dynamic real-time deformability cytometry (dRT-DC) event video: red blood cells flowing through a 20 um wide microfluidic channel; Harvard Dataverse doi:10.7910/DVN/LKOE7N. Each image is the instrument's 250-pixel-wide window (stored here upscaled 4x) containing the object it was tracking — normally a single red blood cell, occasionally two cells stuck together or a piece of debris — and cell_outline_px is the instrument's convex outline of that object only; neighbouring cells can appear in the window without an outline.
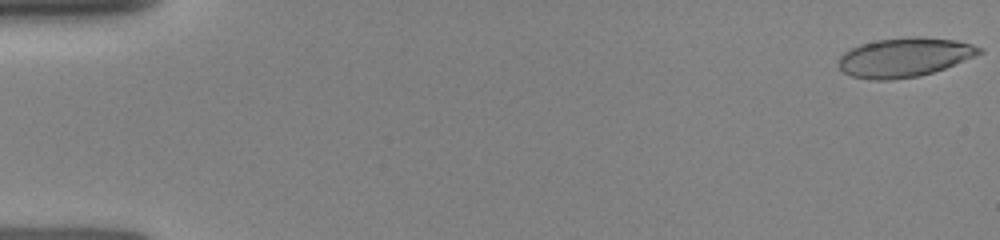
{"species": "human", "species_latin": "Homo sapiens", "temperature_condition": "room temperature", "stored_images_in_passage": 12, "camera_frame_rate_fps": 3000, "um_per_image_px": 0.085, "donor": {"sex": "female"}, "frame": {"image": 1, "passage_image": 1, "time_ms": 0.0, "image_size_px": [1000, 240], "cell_outline_px": [[984, 52], [944, 68], [932, 72], [916, 76], [888, 80], [872, 80], [852, 76], [844, 72], [836, 64], [840, 56], [844, 52], [860, 44], [876, 40], [916, 36], [956, 40], [972, 44], [984, 48]], "centroid_in_image_um": [76.86, 4.86], "position_along_channel_um": 8.1, "area_um2": 31.96}}
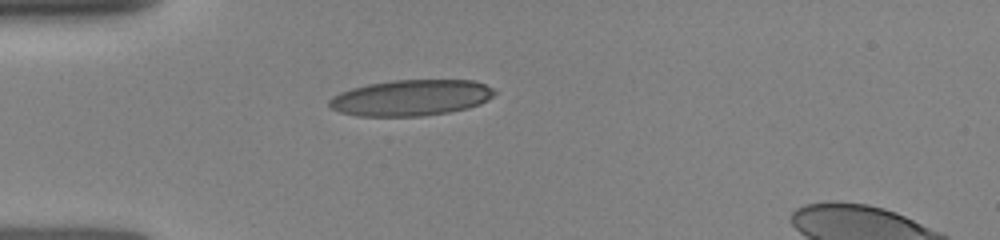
{"frame": {"image": 2, "passage_image": 8, "time_ms": 4.333, "image_size_px": [1000, 240], "cell_outline_px": [[496, 92], [488, 100], [480, 104], [468, 108], [448, 112], [420, 116], [356, 116], [340, 112], [332, 108], [328, 104], [328, 100], [332, 96], [340, 92], [352, 88], [368, 84], [392, 80], [472, 80], [484, 84], [492, 88]], "centroid_in_image_um": [34.92, 8.31], "position_along_channel_um": 50.1, "area_um2": 34.68}}
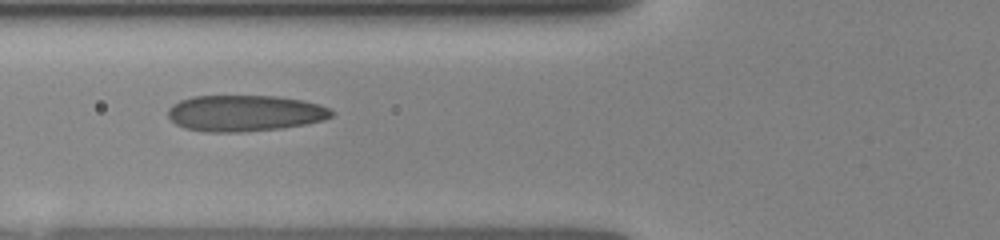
{"frame": {"image": 3, "passage_image": 11, "time_ms": 6.0, "image_size_px": [1000, 240], "cell_outline_px": [[332, 116], [324, 120], [304, 124], [280, 128], [240, 132], [204, 132], [184, 128], [176, 124], [168, 116], [168, 108], [172, 104], [180, 100], [192, 96], [276, 96], [300, 100], [316, 104], [328, 108], [332, 112]], "centroid_in_image_um": [20.74, 9.62], "position_along_channel_um": 105.1, "area_um2": 34.33}}